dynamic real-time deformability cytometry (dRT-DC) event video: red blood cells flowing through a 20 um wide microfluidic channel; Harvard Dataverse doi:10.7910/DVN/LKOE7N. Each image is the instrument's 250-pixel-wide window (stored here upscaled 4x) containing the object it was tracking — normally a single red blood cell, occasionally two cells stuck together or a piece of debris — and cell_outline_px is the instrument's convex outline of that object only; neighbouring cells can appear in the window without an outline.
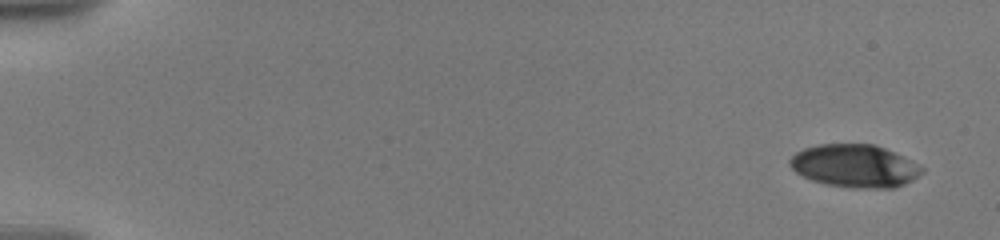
{"species": "human", "species_latin": "Homo sapiens", "temperature_condition": "warm", "stored_images_in_passage": 37, "camera_frame_rate_fps": 3000, "um_per_image_px": 0.085, "donor": {"sex": "male"}, "frame": {"image": 1, "passage_image": 1, "time_ms": 0.0, "image_size_px": [1000, 240], "cell_outline_px": [[924, 172], [912, 180], [896, 188], [856, 188], [828, 184], [812, 180], [796, 172], [788, 164], [788, 160], [796, 152], [804, 148], [820, 144], [876, 144], [904, 156], [924, 168]], "centroid_in_image_um": [72.67, 14.1], "position_along_channel_um": 12.3, "area_um2": 33.0}}
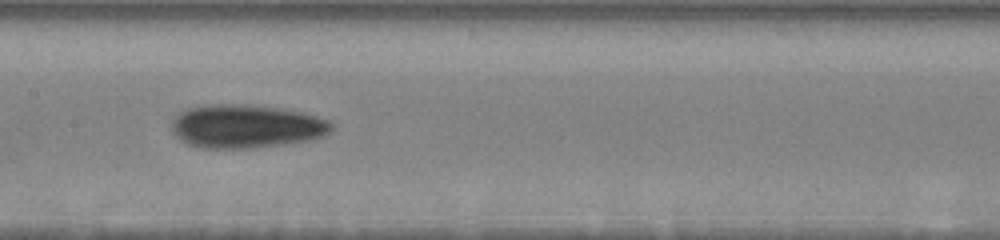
{"frame": {"image": 2, "passage_image": 16, "time_ms": 9.333, "image_size_px": [1000, 240], "cell_outline_px": [[336, 124], [332, 132], [324, 136], [312, 140], [248, 148], [204, 148], [188, 144], [180, 140], [172, 132], [172, 120], [180, 112], [188, 108], [212, 104], [244, 104], [280, 108], [304, 112], [332, 120]], "centroid_in_image_um": [20.99, 10.73], "position_along_channel_um": 186.4, "area_um2": 40.86}}
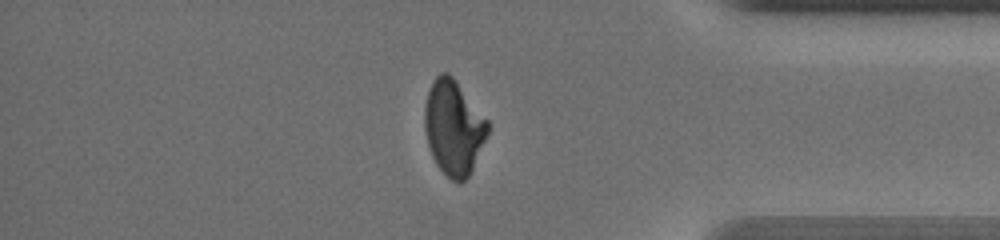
{"frame": {"image": 3, "passage_image": 31, "time_ms": 15.667, "image_size_px": [1000, 240], "cell_outline_px": [[488, 132], [472, 168], [468, 176], [460, 184], [452, 180], [436, 164], [432, 156], [428, 144], [424, 128], [424, 108], [428, 92], [432, 80], [440, 72], [448, 72], [452, 76], [488, 120]], "centroid_in_image_um": [38.53, 10.82], "position_along_channel_um": 396.7, "area_um2": 34.45}}